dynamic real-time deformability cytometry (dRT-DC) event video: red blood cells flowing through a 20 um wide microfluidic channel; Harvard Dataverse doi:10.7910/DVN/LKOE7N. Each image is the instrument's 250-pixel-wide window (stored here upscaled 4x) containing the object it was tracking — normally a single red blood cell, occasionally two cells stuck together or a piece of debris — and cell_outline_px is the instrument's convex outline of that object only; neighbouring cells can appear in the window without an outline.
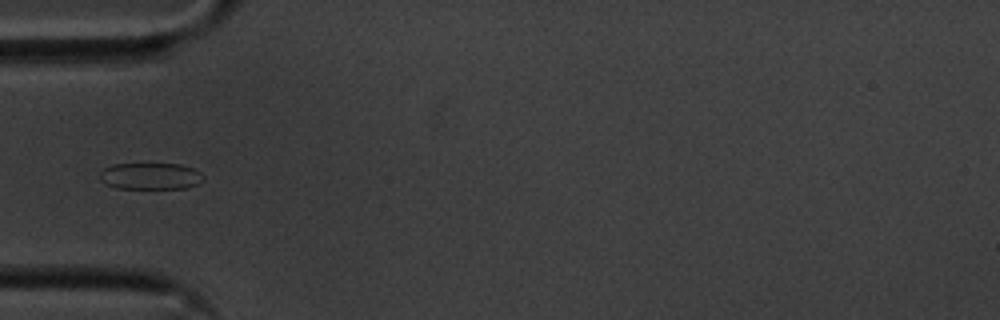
{"species": "common noctule bat (a hibernating species)", "species_latin": "Nyctalus noctula", "temperature_condition": "cold", "stored_images_in_passage": 39, "camera_frame_rate_fps": 3000, "um_per_image_px": 0.085, "animal": {"sex": "male", "body_mass_g": 20.1, "forearm_length_mm": 53.5}, "frame": {"image": 1, "passage_image": 1, "time_ms": 0.0, "image_size_px": [1000, 320], "cell_outline_px": [[204, 180], [196, 184], [184, 188], [116, 188], [100, 180], [100, 172], [104, 168], [112, 164], [180, 164], [192, 168], [200, 172], [204, 176]], "centroid_in_image_um": [12.79, 14.96], "position_along_channel_um": 72.2, "area_um2": 15.95}}
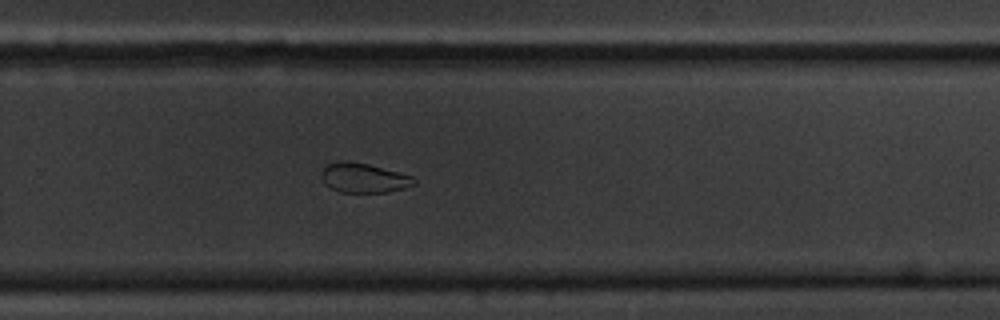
{"frame": {"image": 2, "passage_image": 20, "time_ms": 6.333, "image_size_px": [1000, 320], "cell_outline_px": [[416, 184], [404, 188], [388, 192], [340, 192], [324, 184], [320, 176], [324, 164], [340, 160], [348, 160], [368, 164], [412, 176], [416, 180]], "centroid_in_image_um": [30.86, 15.11], "position_along_channel_um": 298.9, "area_um2": 16.13}}
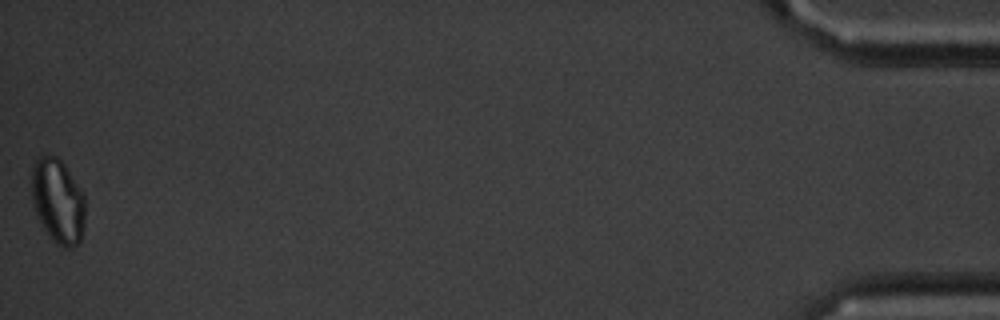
{"frame": {"image": 3, "passage_image": 39, "time_ms": 12.667, "image_size_px": [1000, 320], "cell_outline_px": [[84, 224], [80, 240], [72, 248], [64, 248], [56, 244], [48, 236], [36, 216], [32, 204], [32, 168], [36, 160], [40, 156], [56, 156], [64, 164], [84, 192]], "centroid_in_image_um": [4.91, 17.11], "position_along_channel_um": 430.3, "area_um2": 26.59}}